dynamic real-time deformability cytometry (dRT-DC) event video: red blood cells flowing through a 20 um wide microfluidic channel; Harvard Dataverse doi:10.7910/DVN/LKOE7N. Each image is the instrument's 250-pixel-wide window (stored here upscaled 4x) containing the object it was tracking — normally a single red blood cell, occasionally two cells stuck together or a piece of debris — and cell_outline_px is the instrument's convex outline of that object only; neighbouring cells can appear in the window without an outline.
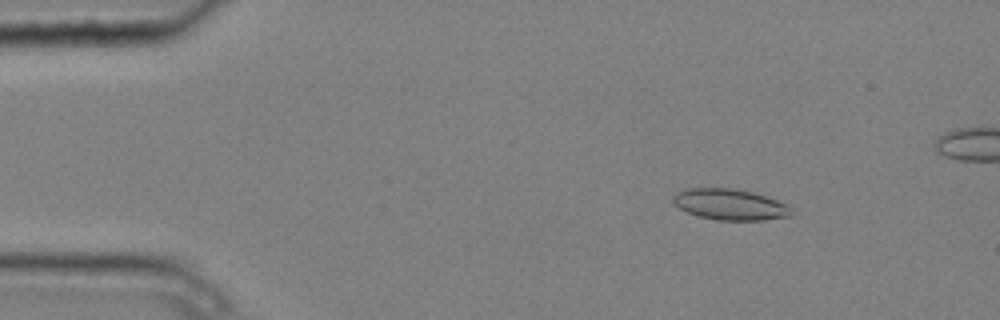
{"species": "common noctule bat (a hibernating species)", "species_latin": "Nyctalus noctula", "temperature_condition": "cold", "stored_images_in_passage": 5, "camera_frame_rate_fps": 3000, "um_per_image_px": 0.085, "animal": {"sex": "male", "body_mass_g": 20.4}, "frame": {"image": 1, "passage_image": 3, "time_ms": 0.667, "image_size_px": [1000, 320], "cell_outline_px": [[792, 212], [788, 216], [764, 220], [716, 220], [700, 216], [688, 212], [672, 204], [672, 196], [676, 192], [688, 188], [732, 188], [752, 192], [788, 204], [792, 208]], "centroid_in_image_um": [62.02, 17.37], "position_along_channel_um": 23.0, "area_um2": 21.33}}